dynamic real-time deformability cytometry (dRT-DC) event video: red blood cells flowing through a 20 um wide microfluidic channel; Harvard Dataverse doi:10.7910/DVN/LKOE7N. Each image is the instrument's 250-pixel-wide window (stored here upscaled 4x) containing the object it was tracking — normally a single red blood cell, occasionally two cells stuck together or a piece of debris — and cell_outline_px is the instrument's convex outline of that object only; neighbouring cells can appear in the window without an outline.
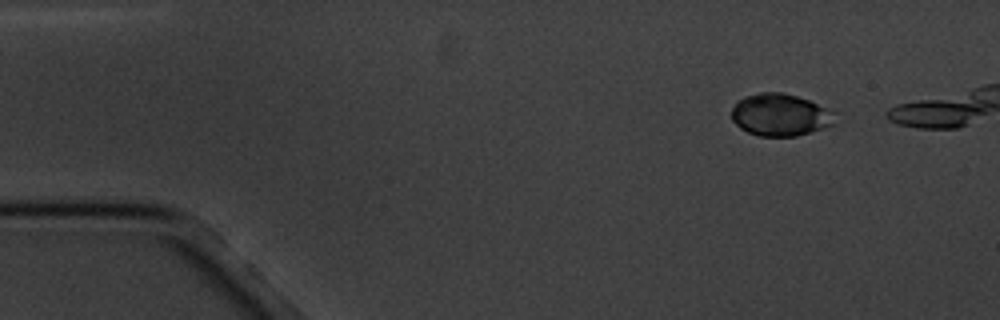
{"species": "common noctule bat (a hibernating species)", "species_latin": "Nyctalus noctula", "temperature_condition": "cold", "stored_images_in_passage": 4, "camera_frame_rate_fps": 3000, "um_per_image_px": 0.085, "animal": {"sex": "male", "body_mass_g": 20.1, "forearm_length_mm": 53.5}, "frame": {"image": 1, "passage_image": 1, "time_ms": 0.0, "image_size_px": [1000, 320], "cell_outline_px": [[836, 124], [796, 136], [760, 136], [748, 132], [740, 128], [732, 120], [732, 108], [736, 100], [744, 96], [760, 92], [780, 92], [796, 96], [808, 100], [836, 112]], "centroid_in_image_um": [66.32, 9.76], "position_along_channel_um": 18.7, "area_um2": 25.61}}